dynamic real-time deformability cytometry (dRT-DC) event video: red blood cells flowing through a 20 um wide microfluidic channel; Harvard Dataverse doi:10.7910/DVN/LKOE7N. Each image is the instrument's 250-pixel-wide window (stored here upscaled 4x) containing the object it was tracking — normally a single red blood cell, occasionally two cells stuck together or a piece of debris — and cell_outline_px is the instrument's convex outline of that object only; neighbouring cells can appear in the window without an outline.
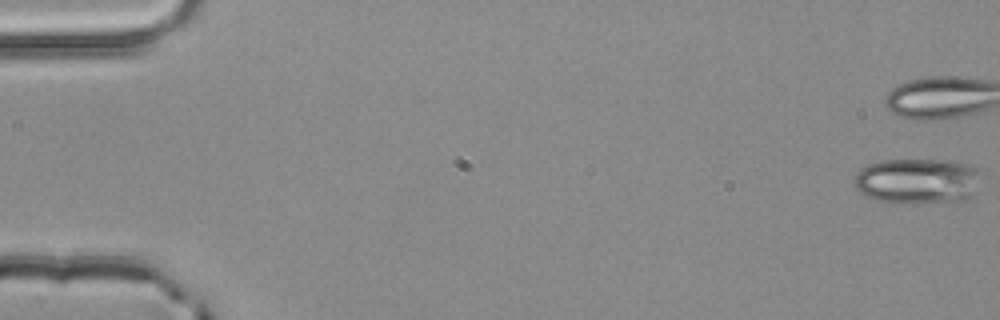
{"species": "common noctule bat (a hibernating species)", "species_latin": "Nyctalus noctula", "temperature_condition": "room temperature", "stored_images_in_passage": 5, "camera_frame_rate_fps": 3000, "um_per_image_px": 0.085, "animal": {"sex": "male", "body_mass_g": 20.4}, "frame": {"image": 1, "passage_image": 1, "time_ms": 0.0, "image_size_px": [1000, 320], "cell_outline_px": [[976, 192], [972, 196], [964, 200], [912, 204], [900, 204], [876, 200], [860, 192], [856, 188], [856, 172], [860, 168], [868, 164], [880, 160], [952, 160], [972, 164], [976, 168]], "centroid_in_image_um": [77.96, 15.39], "position_along_channel_um": 7.0, "area_um2": 33.81}}